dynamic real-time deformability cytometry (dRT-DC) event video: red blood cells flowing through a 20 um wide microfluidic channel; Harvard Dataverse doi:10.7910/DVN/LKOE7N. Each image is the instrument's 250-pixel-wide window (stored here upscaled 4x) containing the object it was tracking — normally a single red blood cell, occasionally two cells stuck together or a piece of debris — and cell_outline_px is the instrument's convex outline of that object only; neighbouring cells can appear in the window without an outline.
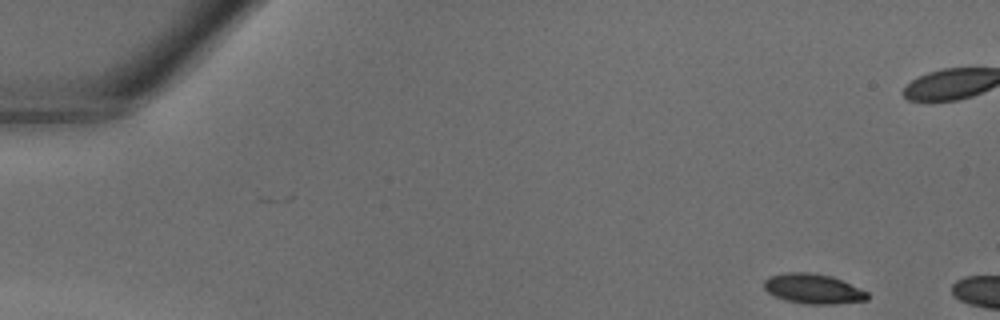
{"species": "common noctule bat (a hibernating species)", "species_latin": "Nyctalus noctula", "temperature_condition": "warm", "stored_images_in_passage": 4, "camera_frame_rate_fps": 3000, "um_per_image_px": 0.085, "animal": {"sex": "male", "body_mass_g": 18.8}, "frame": {"image": 1, "passage_image": 1, "time_ms": 0.0, "image_size_px": [1000, 320], "cell_outline_px": [[868, 300], [836, 304], [804, 304], [784, 300], [768, 292], [764, 288], [764, 280], [772, 276], [788, 272], [808, 272], [832, 276], [868, 292]], "centroid_in_image_um": [69.13, 24.56], "position_along_channel_um": 15.9, "area_um2": 17.92}}